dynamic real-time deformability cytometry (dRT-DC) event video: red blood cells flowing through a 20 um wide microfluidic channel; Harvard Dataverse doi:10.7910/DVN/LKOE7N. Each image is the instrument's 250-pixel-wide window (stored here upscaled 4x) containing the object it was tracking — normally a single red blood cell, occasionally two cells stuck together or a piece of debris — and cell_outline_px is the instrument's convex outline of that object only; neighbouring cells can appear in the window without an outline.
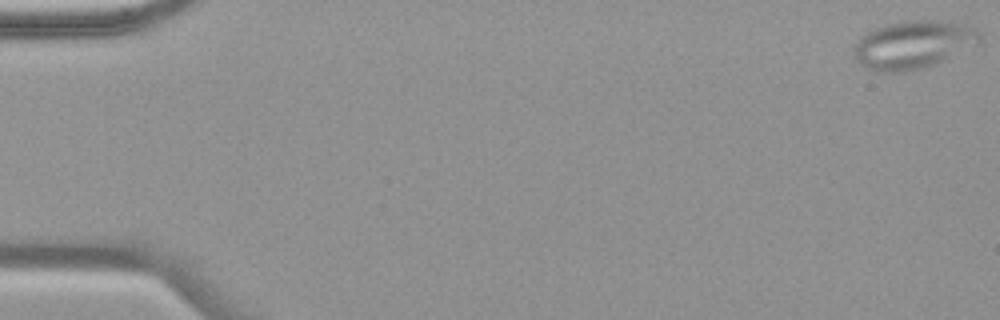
{"species": "common noctule bat (a hibernating species)", "species_latin": "Nyctalus noctula", "temperature_condition": "warm", "stored_images_in_passage": 55, "camera_frame_rate_fps": 3000, "um_per_image_px": 0.085, "animal": {"sex": "female", "body_mass_g": 19.9}, "frame": {"image": 1, "passage_image": 1, "time_ms": 0.0, "image_size_px": [1000, 320], "cell_outline_px": [[980, 40], [924, 68], [904, 72], [872, 72], [852, 52], [852, 48], [860, 36], [876, 28], [888, 24], [908, 20], [940, 20], [964, 24], [976, 28], [980, 32]], "centroid_in_image_um": [77.55, 3.78], "position_along_channel_um": 7.4, "area_um2": 34.45}}
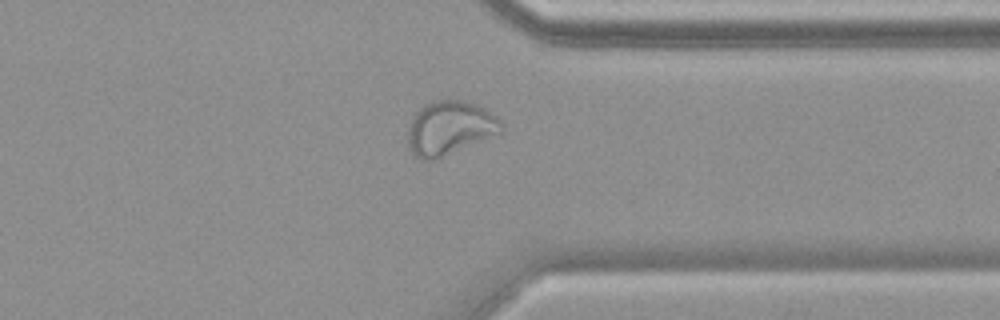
{"frame": {"image": 2, "passage_image": 43, "time_ms": 14.0, "image_size_px": [1000, 320], "cell_outline_px": [[504, 128], [500, 132], [432, 160], [420, 160], [408, 148], [408, 128], [416, 112], [424, 104], [436, 100], [464, 100], [476, 104], [484, 108], [496, 116]], "centroid_in_image_um": [38.19, 10.85], "position_along_channel_um": 373.2, "area_um2": 28.73}}
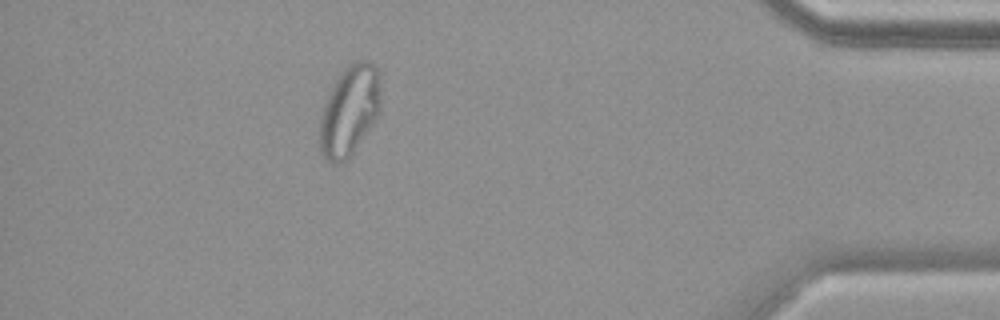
{"frame": {"image": 3, "passage_image": 49, "time_ms": 16.0, "image_size_px": [1000, 320], "cell_outline_px": [[380, 112], [348, 160], [344, 164], [332, 164], [320, 152], [320, 116], [324, 104], [336, 80], [344, 68], [348, 64], [356, 60], [368, 60], [376, 68], [380, 92]], "centroid_in_image_um": [29.69, 9.44], "position_along_channel_um": 405.5, "area_um2": 31.91}}